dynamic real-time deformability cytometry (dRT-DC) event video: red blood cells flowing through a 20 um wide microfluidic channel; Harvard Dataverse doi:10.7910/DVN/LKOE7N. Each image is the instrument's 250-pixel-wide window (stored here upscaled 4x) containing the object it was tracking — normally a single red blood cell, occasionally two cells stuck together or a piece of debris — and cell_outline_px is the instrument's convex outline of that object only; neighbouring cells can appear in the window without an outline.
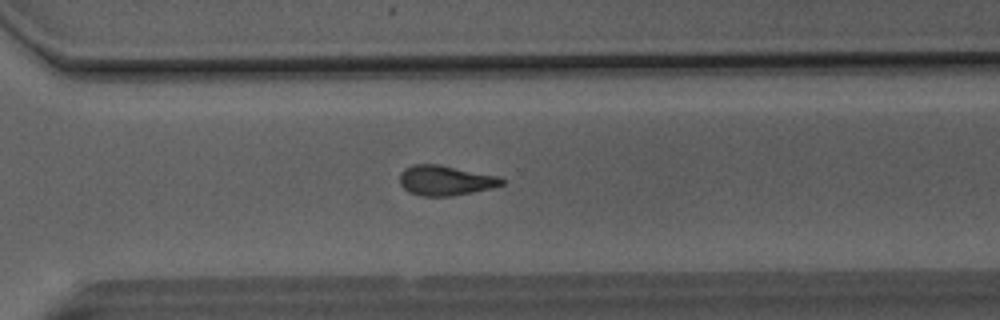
{"species": "Egyptian fruit bat (a non-hibernating species)", "species_latin": "Rousettus aegyptiacus", "temperature_condition": "room temperature", "stored_images_in_passage": 37, "camera_frame_rate_fps": 3000, "um_per_image_px": 0.085, "animal": {"sex": "male"}, "frame": {"image": 1, "passage_image": 23, "time_ms": 7.333, "image_size_px": [1000, 320], "cell_outline_px": [[504, 184], [492, 188], [452, 196], [420, 196], [408, 192], [400, 184], [400, 172], [404, 168], [412, 164], [440, 164], [500, 176], [504, 180]], "centroid_in_image_um": [37.85, 15.33], "position_along_channel_um": 332.7, "area_um2": 18.09}}
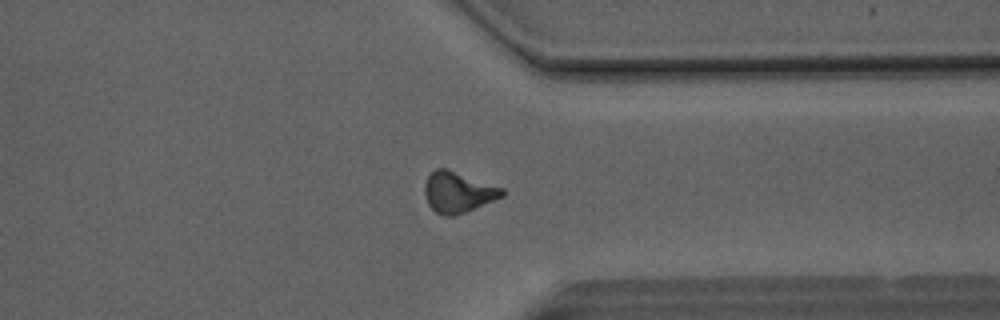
{"frame": {"image": 2, "passage_image": 26, "time_ms": 8.333, "image_size_px": [1000, 320], "cell_outline_px": [[508, 192], [504, 196], [456, 216], [444, 216], [436, 212], [428, 204], [424, 192], [424, 184], [428, 176], [436, 168], [444, 168], [504, 188]], "centroid_in_image_um": [38.95, 16.35], "position_along_channel_um": 372.5, "area_um2": 18.38}}
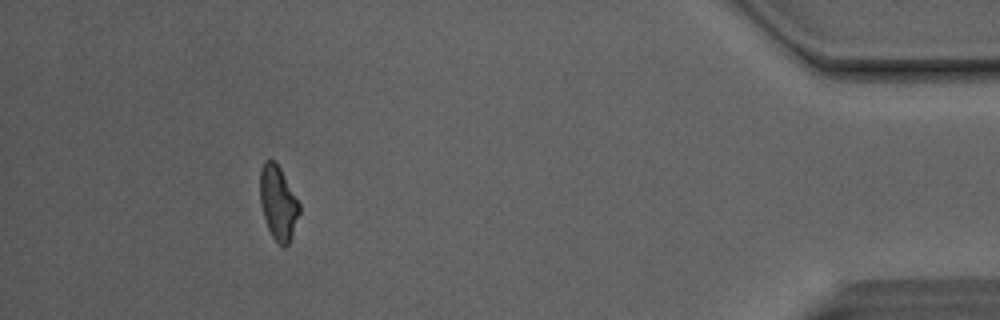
{"frame": {"image": 3, "passage_image": 33, "time_ms": 10.667, "image_size_px": [1000, 320], "cell_outline_px": [[300, 212], [292, 236], [288, 244], [284, 248], [272, 236], [268, 228], [260, 204], [260, 168], [264, 160], [272, 160], [280, 168], [300, 204]], "centroid_in_image_um": [23.64, 17.24], "position_along_channel_um": 411.6, "area_um2": 16.82}, "authors_computed_cell_mechanics": {"area_um2": 17.8602, "velocity_mm_per_s": 4.1496, "shape_relaxation_time_tau1_ms": 8.7175, "shape_relaxation_time_tau2_ms": 2.4563, "deformation_change_tau1": 0.2109, "deformation_change_tau2": 0.1125}}